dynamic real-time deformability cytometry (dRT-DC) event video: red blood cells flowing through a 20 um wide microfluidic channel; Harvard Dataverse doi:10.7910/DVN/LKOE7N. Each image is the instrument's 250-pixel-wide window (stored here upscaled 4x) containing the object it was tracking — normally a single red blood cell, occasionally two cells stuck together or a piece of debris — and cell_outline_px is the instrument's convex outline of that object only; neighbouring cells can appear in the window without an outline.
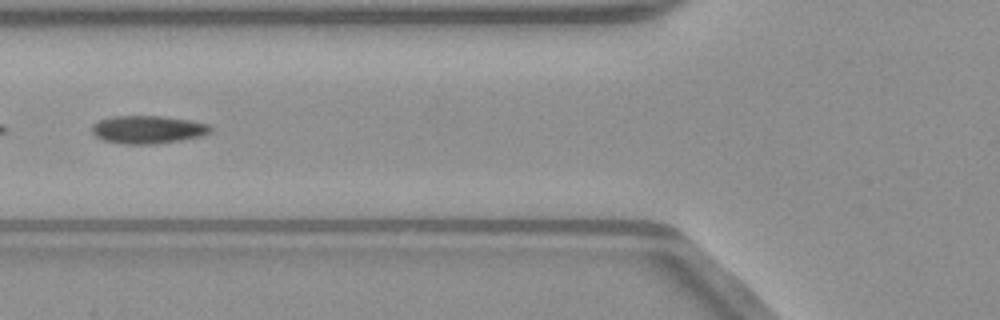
{"species": "common noctule bat (a hibernating species)", "species_latin": "Nyctalus noctula", "temperature_condition": "warm", "stored_images_in_passage": 18, "camera_frame_rate_fps": 3000, "um_per_image_px": 0.085, "animal": {"sex": "male", "body_mass_g": 23.1, "forearm_length_mm": 52.7}, "frame": {"image": 1, "passage_image": 8, "time_ms": 2.333, "image_size_px": [1000, 320], "cell_outline_px": [[212, 132], [200, 136], [180, 140], [156, 144], [124, 144], [104, 140], [96, 136], [92, 132], [92, 124], [100, 120], [112, 116], [164, 116], [188, 120], [208, 124], [212, 128]], "centroid_in_image_um": [12.56, 11.01], "position_along_channel_um": 113.2, "area_um2": 19.25}}
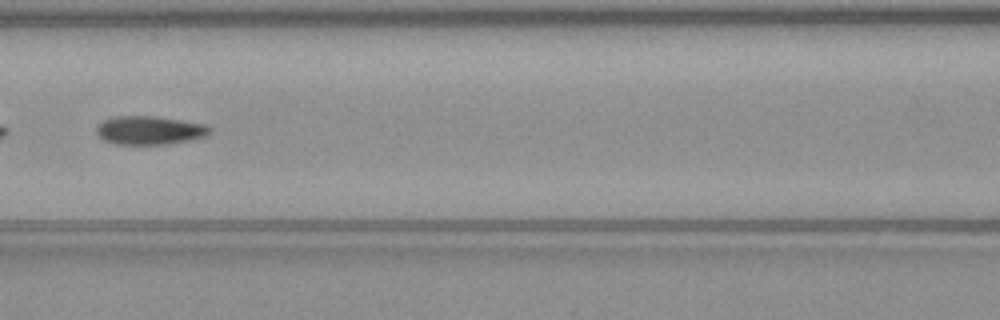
{"frame": {"image": 2, "passage_image": 11, "time_ms": 3.333, "image_size_px": [1000, 320], "cell_outline_px": [[212, 132], [204, 136], [192, 140], [168, 144], [116, 144], [104, 140], [96, 132], [96, 128], [104, 120], [116, 116], [152, 116], [180, 120], [204, 124], [212, 128]], "centroid_in_image_um": [12.74, 11.08], "position_along_channel_um": 153.9, "area_um2": 18.73}}